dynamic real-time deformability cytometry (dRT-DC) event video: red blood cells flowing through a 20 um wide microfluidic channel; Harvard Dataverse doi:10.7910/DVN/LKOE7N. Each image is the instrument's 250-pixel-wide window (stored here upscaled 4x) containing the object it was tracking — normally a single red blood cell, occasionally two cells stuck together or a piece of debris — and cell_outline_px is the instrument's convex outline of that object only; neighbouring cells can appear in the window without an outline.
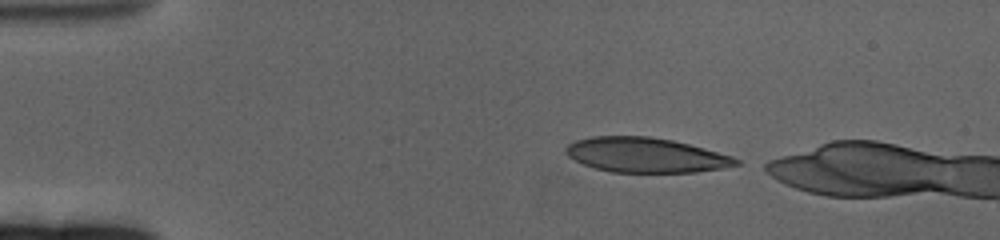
{"species": "human", "species_latin": "Homo sapiens", "temperature_condition": "cold", "stored_images_in_passage": 47, "camera_frame_rate_fps": 3000, "um_per_image_px": 0.085, "donor": {"sex": "female"}, "frame": {"image": 1, "passage_image": 1, "time_ms": 0.0, "image_size_px": [1000, 240], "cell_outline_px": [[740, 164], [720, 168], [696, 172], [612, 172], [596, 168], [584, 164], [568, 156], [564, 152], [564, 148], [568, 144], [576, 140], [592, 136], [648, 136], [672, 140], [688, 144], [732, 156], [740, 160]], "centroid_in_image_um": [54.86, 13.17], "position_along_channel_um": 30.1, "area_um2": 34.28}}
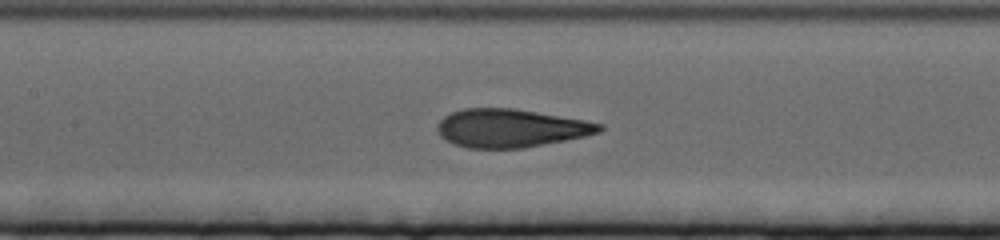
{"frame": {"image": 2, "passage_image": 19, "time_ms": 6.0, "image_size_px": [1000, 240], "cell_outline_px": [[604, 128], [600, 132], [584, 136], [524, 148], [468, 148], [456, 144], [440, 136], [436, 128], [440, 120], [444, 116], [452, 112], [464, 108], [512, 108], [584, 120], [604, 124]], "centroid_in_image_um": [43.4, 10.89], "position_along_channel_um": 164.0, "area_um2": 35.84}}
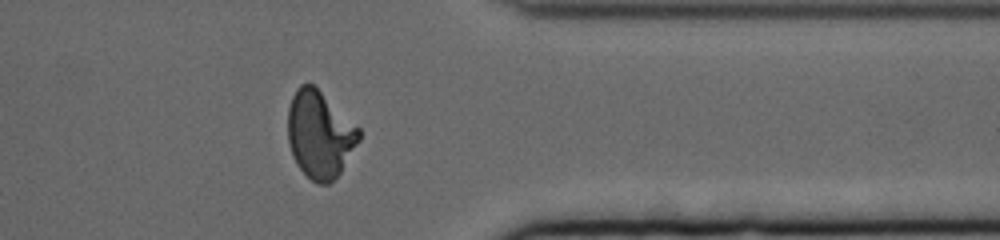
{"frame": {"image": 3, "passage_image": 40, "time_ms": 13.0, "image_size_px": [1000, 240], "cell_outline_px": [[360, 140], [340, 172], [328, 184], [316, 184], [296, 164], [292, 156], [288, 144], [288, 108], [292, 96], [296, 88], [300, 84], [312, 84], [360, 128]], "centroid_in_image_um": [27.16, 11.44], "position_along_channel_um": 384.2, "area_um2": 35.89}, "authors_computed_cell_mechanics": {"area_um2": 36.0094, "velocity_mm_per_s": 3.2813, "shape_relaxation_time_tau1_ms": 6.1002, "shape_relaxation_time_tau2_ms": 1.1442, "deformation_change_tau1": 0.2265, "deformation_change_tau2": 0.084}}